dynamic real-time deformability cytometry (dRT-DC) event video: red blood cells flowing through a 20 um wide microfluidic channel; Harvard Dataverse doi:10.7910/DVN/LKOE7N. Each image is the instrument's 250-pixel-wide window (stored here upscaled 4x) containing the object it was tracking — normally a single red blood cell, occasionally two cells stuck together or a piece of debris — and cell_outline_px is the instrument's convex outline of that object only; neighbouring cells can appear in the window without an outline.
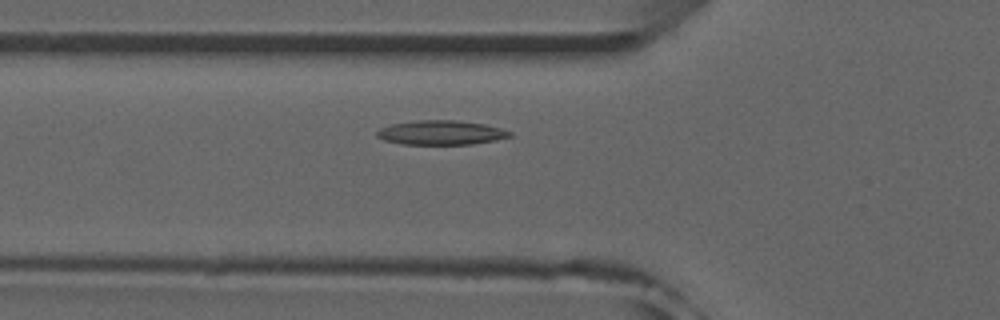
{"species": "common noctule bat (a hibernating species)", "species_latin": "Nyctalus noctula", "temperature_condition": "room temperature", "stored_images_in_passage": 48, "camera_frame_rate_fps": 3000, "um_per_image_px": 0.085, "animal": {"sex": "male", "forearm_length_mm": 52.5}, "frame": {"image": 1, "passage_image": 14, "time_ms": 4.333, "image_size_px": [1000, 320], "cell_outline_px": [[512, 136], [496, 140], [472, 144], [400, 144], [384, 140], [376, 136], [376, 132], [380, 128], [392, 124], [416, 120], [456, 120], [484, 124], [500, 128], [512, 132]], "centroid_in_image_um": [37.48, 11.27], "position_along_channel_um": 88.3, "area_um2": 18.84}}
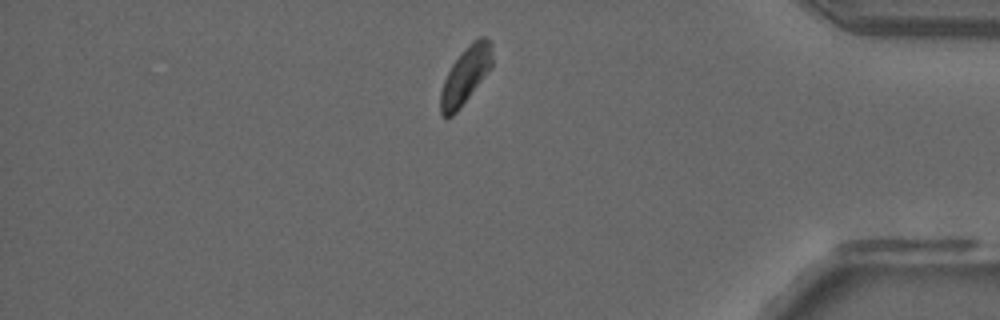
{"frame": {"image": 2, "passage_image": 40, "time_ms": 13.0, "image_size_px": [1000, 320], "cell_outline_px": [[492, 64], [460, 108], [448, 120], [444, 120], [440, 116], [440, 92], [444, 80], [452, 64], [460, 52], [472, 40], [480, 36], [484, 36], [492, 44]], "centroid_in_image_um": [39.52, 6.42], "position_along_channel_um": 395.7, "area_um2": 17.11}}
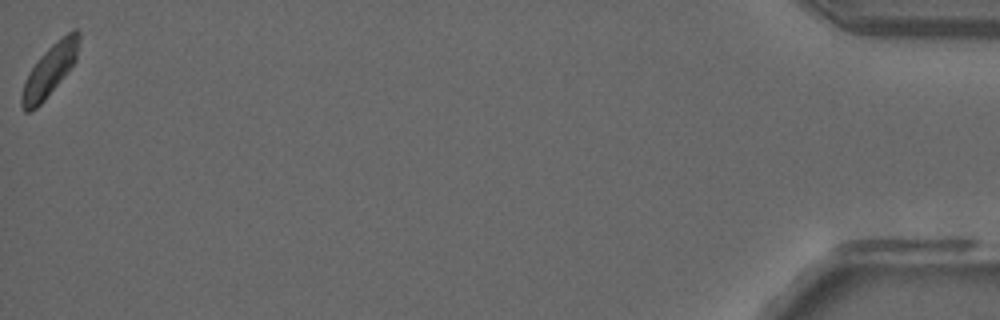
{"frame": {"image": 3, "passage_image": 48, "time_ms": 15.667, "image_size_px": [1000, 320], "cell_outline_px": [[80, 40], [76, 60], [64, 76], [44, 100], [32, 112], [24, 112], [20, 104], [20, 96], [24, 80], [28, 72], [40, 56], [52, 44], [72, 28], [76, 28], [80, 32]], "centroid_in_image_um": [4.21, 5.97], "position_along_channel_um": 431.0, "area_um2": 17.34}, "authors_computed_cell_mechanics": {"area_um2": 18.0336, "velocity_mm_per_s": 3.9114, "shape_relaxation_time_tau1_ms": 8.8188, "shape_relaxation_time_tau2_ms": null, "deformation_change_tau1": 0.1524, "deformation_change_tau2": null}}